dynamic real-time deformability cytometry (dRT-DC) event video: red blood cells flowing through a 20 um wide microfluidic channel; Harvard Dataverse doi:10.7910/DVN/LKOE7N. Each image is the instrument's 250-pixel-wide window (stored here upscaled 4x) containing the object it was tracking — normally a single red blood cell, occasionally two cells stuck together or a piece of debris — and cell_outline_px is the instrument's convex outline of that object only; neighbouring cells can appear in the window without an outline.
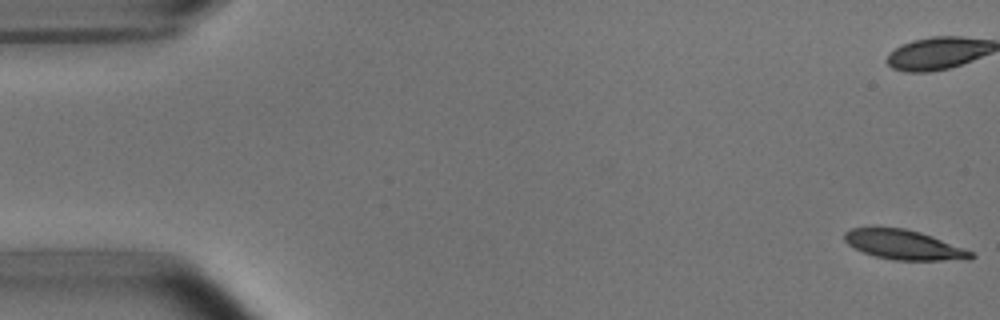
{"species": "common noctule bat (a hibernating species)", "species_latin": "Nyctalus noctula", "temperature_condition": "room temperature", "stored_images_in_passage": 54, "camera_frame_rate_fps": 3000, "um_per_image_px": 0.085, "animal": {"sex": "male", "body_mass_g": 15.6}, "frame": {"image": 1, "passage_image": 1, "time_ms": 0.0, "image_size_px": [1000, 320], "cell_outline_px": [[976, 256], [968, 260], [892, 260], [876, 256], [864, 252], [848, 244], [844, 240], [844, 232], [852, 228], [904, 228], [920, 232], [932, 236], [972, 252]], "centroid_in_image_um": [76.84, 20.81], "position_along_channel_um": 8.2, "area_um2": 21.5}}
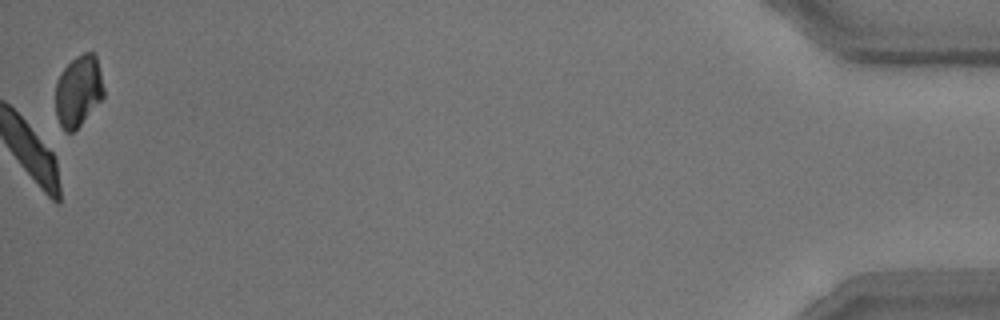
{"frame": {"image": 2, "passage_image": 54, "time_ms": 17.667, "image_size_px": [1000, 320], "cell_outline_px": [[104, 96], [80, 124], [72, 132], [64, 132], [56, 116], [56, 80], [60, 72], [76, 56], [84, 52], [92, 52], [96, 56], [104, 88]], "centroid_in_image_um": [6.65, 7.71], "position_along_channel_um": 428.6, "area_um2": 19.83}, "authors_computed_cell_mechanics": {"area_um2": 23.6113, "velocity_mm_per_s": 3.7308, "shape_relaxation_time_tau1_ms": 3.6557, "shape_relaxation_time_tau2_ms": 1.8283, "deformation_change_tau1": 0.1661, "deformation_change_tau2": 0.0837}}